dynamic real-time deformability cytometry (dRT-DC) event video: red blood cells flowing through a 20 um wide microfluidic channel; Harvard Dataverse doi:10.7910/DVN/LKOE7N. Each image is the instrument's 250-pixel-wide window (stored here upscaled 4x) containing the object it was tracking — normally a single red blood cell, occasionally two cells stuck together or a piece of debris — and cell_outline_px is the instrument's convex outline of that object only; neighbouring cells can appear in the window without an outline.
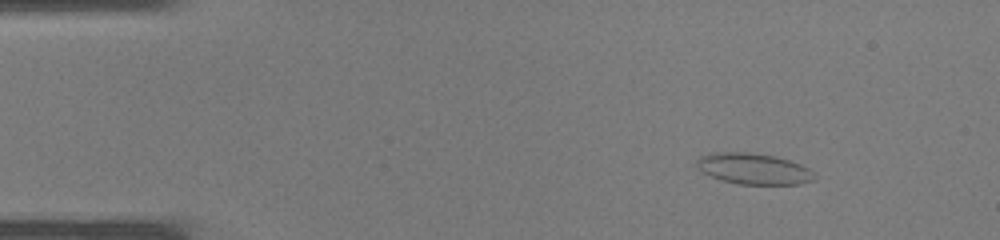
{"species": "common noctule bat (a hibernating species)", "species_latin": "Nyctalus noctula", "temperature_condition": "warm", "stored_images_in_passage": 36, "camera_frame_rate_fps": 3000, "um_per_image_px": 0.085, "animal": {"sex": "male", "body_mass_g": 19.0, "forearm_length_mm": 50.8}, "frame": {"image": 1, "passage_image": 2, "time_ms": 0.333, "image_size_px": [1000, 240], "cell_outline_px": [[816, 180], [800, 184], [736, 184], [700, 172], [696, 168], [696, 160], [700, 156], [708, 152], [748, 152], [776, 156], [792, 160], [808, 168], [816, 176]], "centroid_in_image_um": [64.04, 14.33], "position_along_channel_um": 21.0, "area_um2": 21.62}}
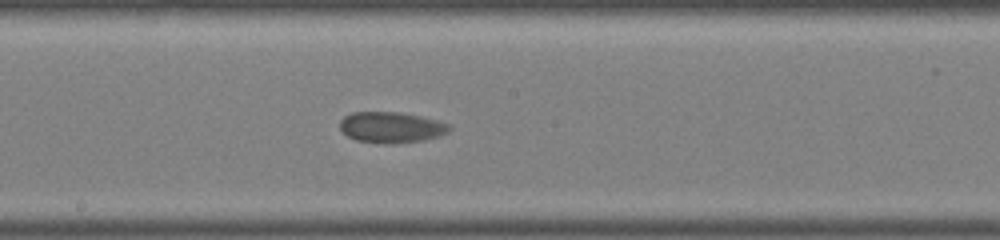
{"frame": {"image": 2, "passage_image": 18, "time_ms": 5.667, "image_size_px": [1000, 240], "cell_outline_px": [[452, 128], [448, 132], [440, 136], [424, 140], [392, 144], [388, 144], [356, 140], [348, 136], [340, 128], [340, 120], [344, 116], [352, 112], [400, 112], [420, 116], [436, 120], [448, 124]], "centroid_in_image_um": [33.26, 10.82], "position_along_channel_um": 214.9, "area_um2": 19.71}}
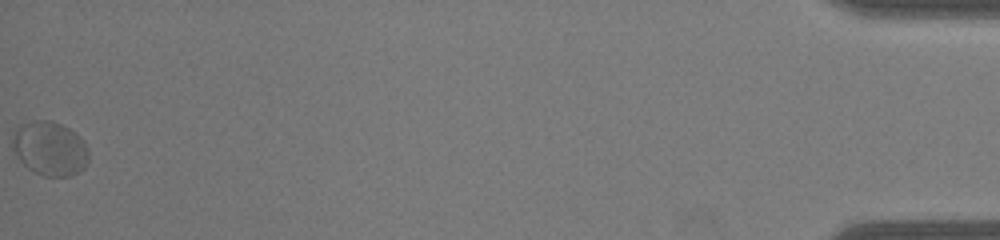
{"frame": {"image": 3, "passage_image": 36, "time_ms": 11.667, "image_size_px": [1000, 240], "cell_outline_px": [[88, 164], [80, 172], [72, 176], [44, 176], [28, 168], [20, 160], [12, 148], [12, 136], [16, 128], [32, 120], [48, 120], [60, 124], [68, 128], [84, 140], [88, 148]], "centroid_in_image_um": [4.25, 12.63], "position_along_channel_um": 430.9, "area_um2": 24.1}}